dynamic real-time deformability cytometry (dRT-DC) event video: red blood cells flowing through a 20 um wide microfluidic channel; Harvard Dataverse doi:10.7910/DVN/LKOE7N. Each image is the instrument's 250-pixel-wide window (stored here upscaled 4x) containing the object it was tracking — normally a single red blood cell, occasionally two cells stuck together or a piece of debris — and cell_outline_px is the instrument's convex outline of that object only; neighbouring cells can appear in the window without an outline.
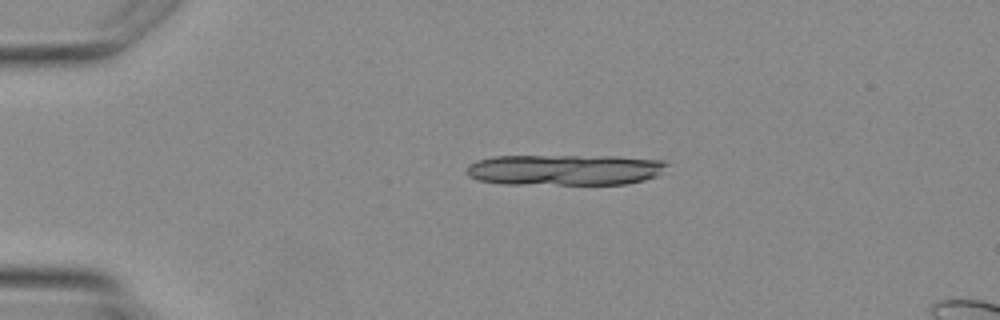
{"species": "Egyptian fruit bat (a non-hibernating species)", "species_latin": "Rousettus aegyptiacus", "temperature_condition": "warm", "stored_images_in_passage": 3, "camera_frame_rate_fps": 3000, "um_per_image_px": 0.085, "animal": {"sex": "female"}, "frame": {"image": 1, "passage_image": 2, "time_ms": 1.0, "image_size_px": [1000, 320], "cell_outline_px": [[668, 164], [656, 176], [644, 180], [624, 184], [500, 184], [480, 180], [468, 176], [468, 164], [476, 160], [492, 156], [616, 156], [664, 160]], "centroid_in_image_um": [47.99, 14.43], "position_along_channel_um": 37.0, "area_um2": 36.18}}